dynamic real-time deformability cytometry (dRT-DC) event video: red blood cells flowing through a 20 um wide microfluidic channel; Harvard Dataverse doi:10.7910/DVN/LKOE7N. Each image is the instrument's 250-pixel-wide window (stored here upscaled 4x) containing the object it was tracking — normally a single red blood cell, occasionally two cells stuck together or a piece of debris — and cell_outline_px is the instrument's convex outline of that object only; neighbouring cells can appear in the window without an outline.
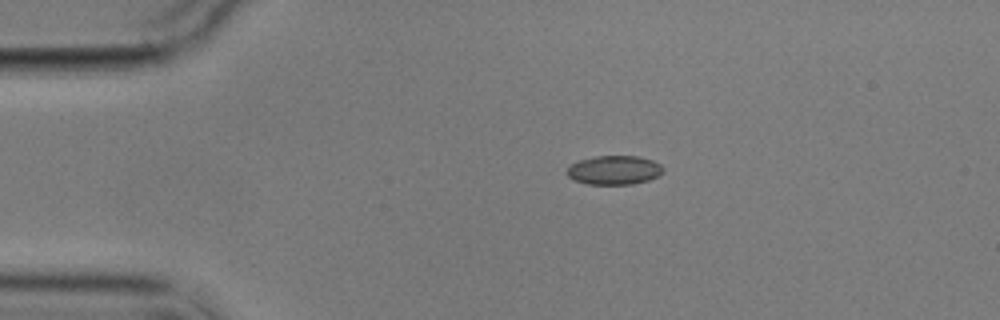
{"species": "common noctule bat (a hibernating species)", "species_latin": "Nyctalus noctula", "temperature_condition": "cold", "stored_images_in_passage": 8, "camera_frame_rate_fps": 3000, "um_per_image_px": 0.085, "animal": {"sex": "male", "body_mass_g": 17.9}, "frame": {"image": 1, "passage_image": 1, "time_ms": 0.0, "image_size_px": [1000, 320], "cell_outline_px": [[664, 172], [648, 180], [632, 184], [588, 184], [576, 180], [568, 176], [564, 172], [572, 164], [580, 160], [596, 156], [640, 156], [652, 160], [660, 164], [664, 168]], "centroid_in_image_um": [52.22, 14.45], "position_along_channel_um": 32.8, "area_um2": 16.18}}
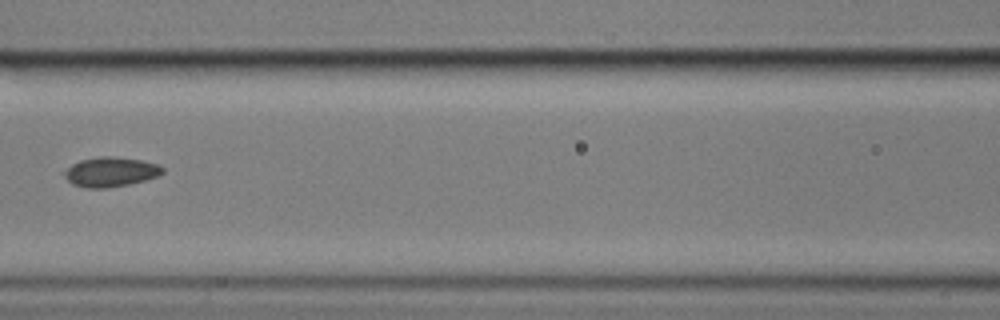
{"frame": {"image": 2, "passage_image": 4, "time_ms": 4.667, "image_size_px": [1000, 320], "cell_outline_px": [[164, 172], [156, 176], [144, 180], [128, 184], [108, 188], [88, 188], [72, 184], [64, 176], [64, 172], [72, 164], [80, 160], [100, 156], [112, 156], [140, 160], [156, 164], [164, 168]], "centroid_in_image_um": [9.38, 14.61], "position_along_channel_um": 157.2, "area_um2": 16.76}}
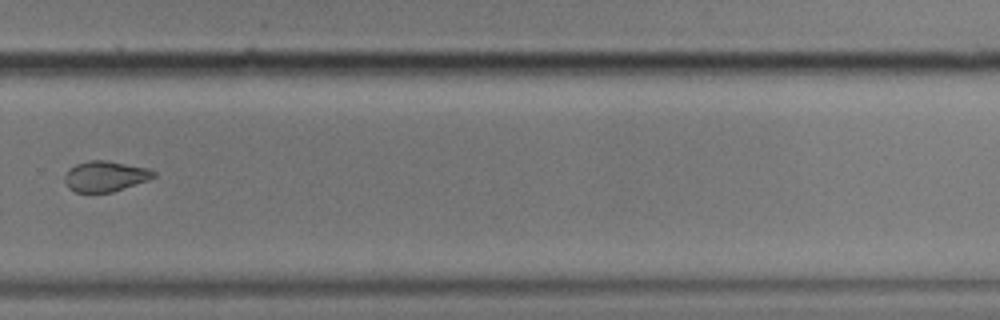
{"frame": {"image": 3, "passage_image": 8, "time_ms": 9.333, "image_size_px": [1000, 320], "cell_outline_px": [[156, 176], [148, 180], [112, 192], [76, 192], [68, 188], [64, 180], [64, 176], [68, 168], [76, 164], [88, 160], [104, 160], [148, 168], [156, 172]], "centroid_in_image_um": [8.92, 14.98], "position_along_channel_um": 320.9, "area_um2": 15.84}}